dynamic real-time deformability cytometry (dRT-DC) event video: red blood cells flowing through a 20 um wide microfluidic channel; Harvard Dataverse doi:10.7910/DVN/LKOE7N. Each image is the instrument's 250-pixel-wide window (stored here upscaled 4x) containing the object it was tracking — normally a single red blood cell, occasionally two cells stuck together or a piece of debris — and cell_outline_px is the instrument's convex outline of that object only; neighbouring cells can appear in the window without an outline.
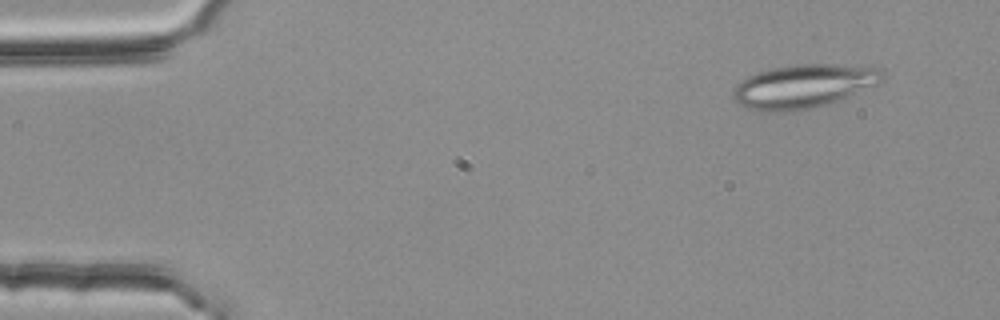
{"species": "common noctule bat (a hibernating species)", "species_latin": "Nyctalus noctula", "temperature_condition": "room temperature", "stored_images_in_passage": 4, "camera_frame_rate_fps": 3000, "um_per_image_px": 0.085, "animal": {"sex": "female", "body_mass_g": 25.1}, "frame": {"image": 1, "passage_image": 2, "time_ms": 0.333, "image_size_px": [1000, 320], "cell_outline_px": [[888, 76], [880, 84], [848, 96], [812, 108], [792, 112], [764, 112], [748, 108], [740, 104], [732, 96], [732, 88], [740, 80], [756, 72], [796, 64], [836, 64], [884, 68]], "centroid_in_image_um": [68.34, 7.32], "position_along_channel_um": 16.7, "area_um2": 38.38}}